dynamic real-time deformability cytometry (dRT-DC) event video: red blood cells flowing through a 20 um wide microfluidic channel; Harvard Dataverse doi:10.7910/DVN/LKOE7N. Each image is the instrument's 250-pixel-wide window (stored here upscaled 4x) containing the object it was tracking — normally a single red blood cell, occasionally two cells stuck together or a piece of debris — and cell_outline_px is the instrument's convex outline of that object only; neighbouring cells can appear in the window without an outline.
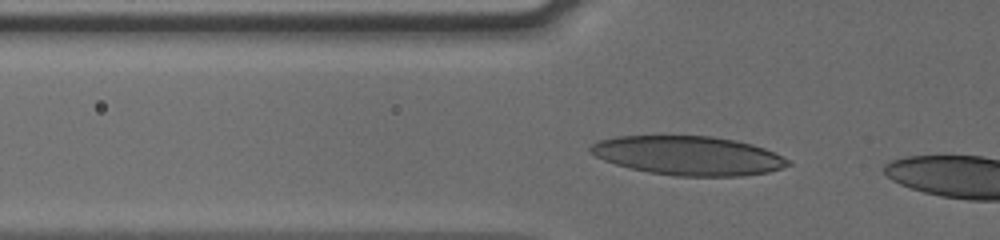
{"species": "human", "species_latin": "Homo sapiens", "temperature_condition": "cold", "stored_images_in_passage": 6, "camera_frame_rate_fps": 3000, "um_per_image_px": 0.085, "donor": {"sex": "male"}, "frame": {"image": 1, "passage_image": 4, "time_ms": 1.0, "image_size_px": [1000, 240], "cell_outline_px": [[792, 164], [768, 172], [740, 176], [676, 176], [648, 172], [616, 164], [604, 160], [588, 152], [588, 148], [592, 144], [600, 140], [616, 136], [712, 136], [736, 140], [752, 144], [776, 152], [788, 160]], "centroid_in_image_um": [58.51, 13.22], "position_along_channel_um": 67.3, "area_um2": 44.91}}